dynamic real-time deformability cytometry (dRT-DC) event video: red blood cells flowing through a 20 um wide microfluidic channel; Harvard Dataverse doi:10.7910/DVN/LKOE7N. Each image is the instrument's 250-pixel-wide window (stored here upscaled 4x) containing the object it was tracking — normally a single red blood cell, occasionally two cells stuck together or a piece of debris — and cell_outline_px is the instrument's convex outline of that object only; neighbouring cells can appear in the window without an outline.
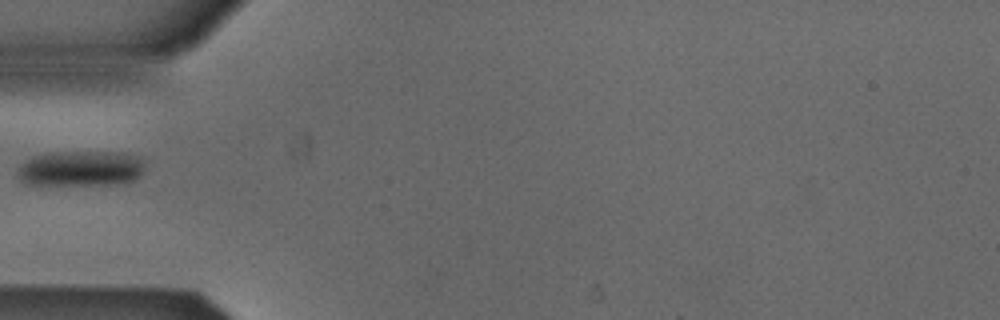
{"species": "Egyptian fruit bat (a non-hibernating species)", "species_latin": "Rousettus aegyptiacus", "temperature_condition": "cold", "stored_images_in_passage": 36, "camera_frame_rate_fps": 3000, "um_per_image_px": 0.085, "animal": {"sex": "male"}, "frame": {"image": 1, "passage_image": 1, "time_ms": 0.0, "image_size_px": [1000, 320], "cell_outline_px": [[144, 168], [140, 176], [136, 180], [124, 184], [24, 184], [20, 180], [20, 168], [32, 156], [48, 152], [120, 152], [136, 156], [144, 160]], "centroid_in_image_um": [6.95, 14.32], "position_along_channel_um": 78.1, "area_um2": 26.24}}
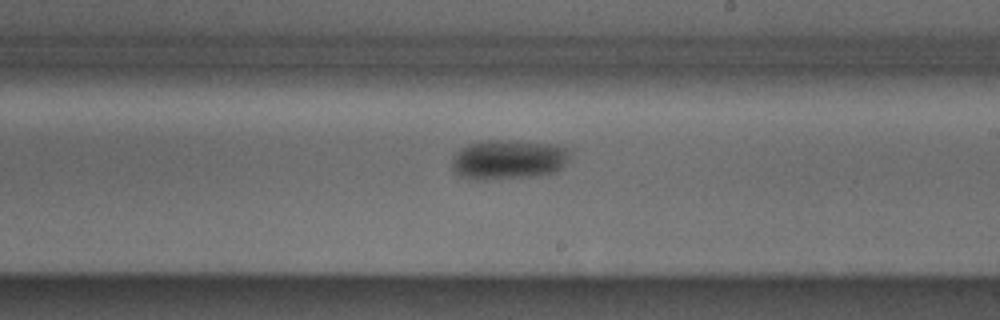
{"frame": {"image": 2, "passage_image": 14, "time_ms": 4.333, "image_size_px": [1000, 320], "cell_outline_px": [[568, 160], [556, 172], [532, 176], [484, 180], [476, 180], [460, 176], [452, 172], [452, 160], [456, 152], [460, 148], [468, 144], [480, 140], [500, 140], [552, 144], [564, 148], [568, 152]], "centroid_in_image_um": [43.12, 13.57], "position_along_channel_um": 245.9, "area_um2": 27.17}}
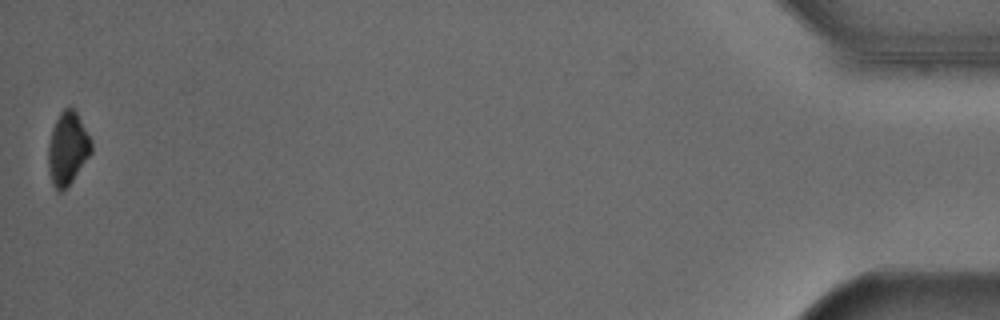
{"frame": {"image": 3, "passage_image": 36, "time_ms": 11.667, "image_size_px": [1000, 320], "cell_outline_px": [[92, 152], [68, 188], [60, 192], [56, 192], [52, 184], [48, 168], [48, 144], [52, 128], [60, 112], [64, 108], [72, 108], [76, 112], [92, 140]], "centroid_in_image_um": [5.74, 12.67], "position_along_channel_um": 429.5, "area_um2": 18.5}}